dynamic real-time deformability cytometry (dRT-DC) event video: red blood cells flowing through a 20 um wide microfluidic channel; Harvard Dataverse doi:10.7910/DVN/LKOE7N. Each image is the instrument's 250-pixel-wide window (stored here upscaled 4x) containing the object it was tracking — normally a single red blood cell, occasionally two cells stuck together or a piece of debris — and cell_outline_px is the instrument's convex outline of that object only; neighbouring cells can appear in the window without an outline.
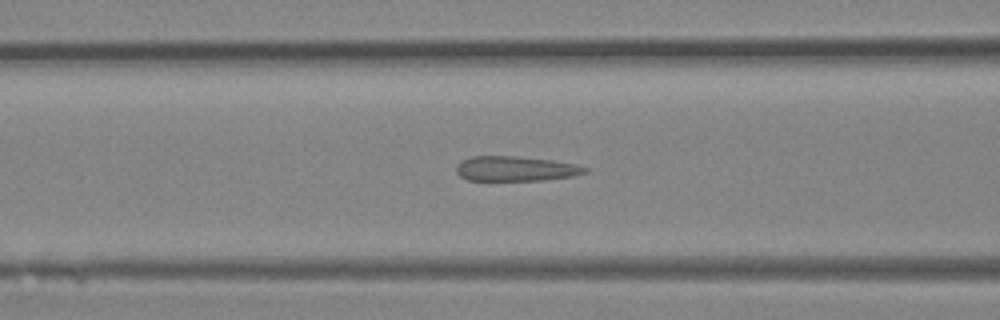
{"species": "Egyptian fruit bat (a non-hibernating species)", "species_latin": "Rousettus aegyptiacus", "temperature_condition": "room temperature", "stored_images_in_passage": 32, "segment_of_instrument_passage": [1, 2], "camera_frame_rate_fps": 3000, "um_per_image_px": 0.085, "animal": {"sex": "female"}, "frame": {"image": 1, "passage_image": 8, "time_ms": 2.333, "image_size_px": [1000, 320], "cell_outline_px": [[588, 172], [572, 176], [544, 180], [468, 180], [460, 176], [456, 172], [456, 164], [460, 160], [472, 156], [516, 156], [552, 160], [576, 164], [588, 168]], "centroid_in_image_um": [43.8, 14.33], "position_along_channel_um": 122.8, "area_um2": 18.73}}
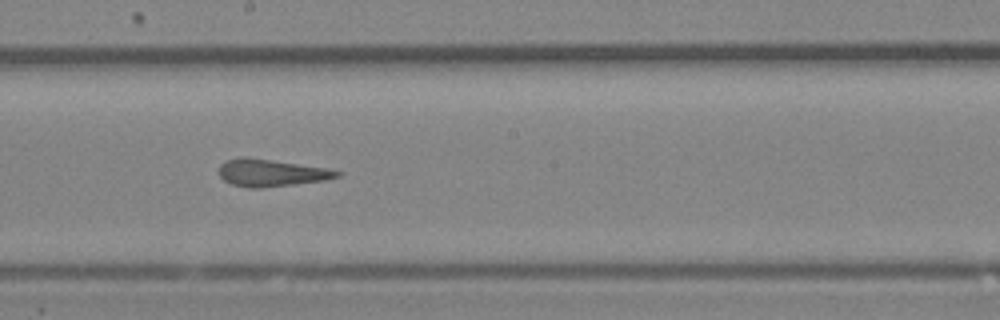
{"frame": {"image": 2, "passage_image": 14, "time_ms": 4.333, "image_size_px": [1000, 320], "cell_outline_px": [[344, 172], [340, 176], [324, 180], [260, 188], [248, 188], [232, 184], [224, 180], [220, 176], [220, 164], [224, 160], [240, 156], [244, 156], [328, 168]], "centroid_in_image_um": [23.04, 14.67], "position_along_channel_um": 225.2, "area_um2": 18.73}}
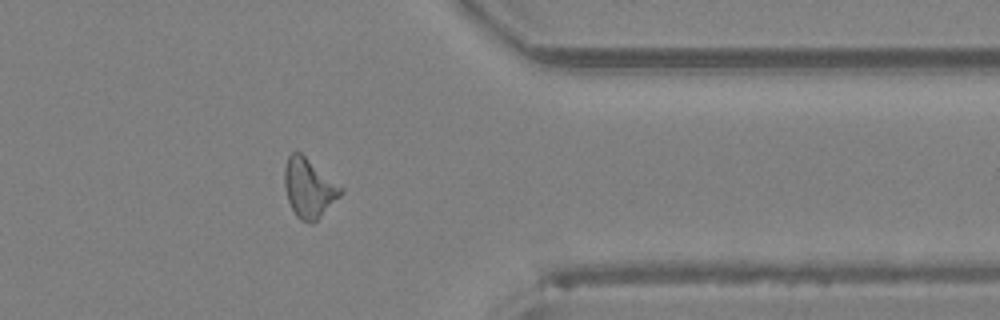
{"frame": {"image": 3, "passage_image": 24, "time_ms": 7.667, "image_size_px": [1000, 320], "cell_outline_px": [[344, 192], [312, 224], [300, 220], [296, 216], [288, 200], [284, 188], [284, 168], [288, 156], [292, 152], [300, 152], [344, 188]], "centroid_in_image_um": [26.25, 15.98], "position_along_channel_um": 385.1, "area_um2": 19.31}}